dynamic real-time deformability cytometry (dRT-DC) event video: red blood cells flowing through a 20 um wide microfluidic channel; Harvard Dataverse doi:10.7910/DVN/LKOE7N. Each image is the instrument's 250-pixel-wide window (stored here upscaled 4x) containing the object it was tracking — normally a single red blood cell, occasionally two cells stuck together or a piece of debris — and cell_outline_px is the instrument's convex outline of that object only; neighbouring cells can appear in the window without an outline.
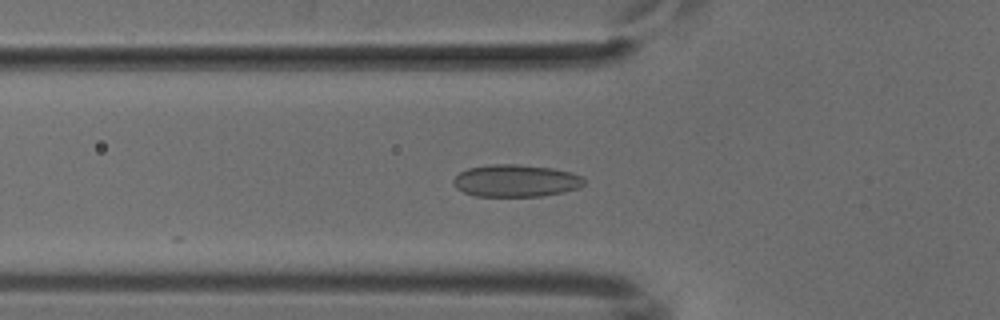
{"species": "common noctule bat (a hibernating species)", "species_latin": "Nyctalus noctula", "temperature_condition": "cold", "stored_images_in_passage": 50, "camera_frame_rate_fps": 3000, "um_per_image_px": 0.085, "animal": {"sex": "male", "body_mass_g": 18.8}, "frame": {"image": 1, "passage_image": 16, "time_ms": 5.0, "image_size_px": [1000, 320], "cell_outline_px": [[588, 180], [580, 188], [564, 192], [540, 196], [476, 196], [464, 192], [456, 188], [452, 180], [460, 172], [468, 168], [492, 164], [516, 164], [552, 168], [572, 172]], "centroid_in_image_um": [43.88, 15.36], "position_along_channel_um": 81.9, "area_um2": 24.68}}
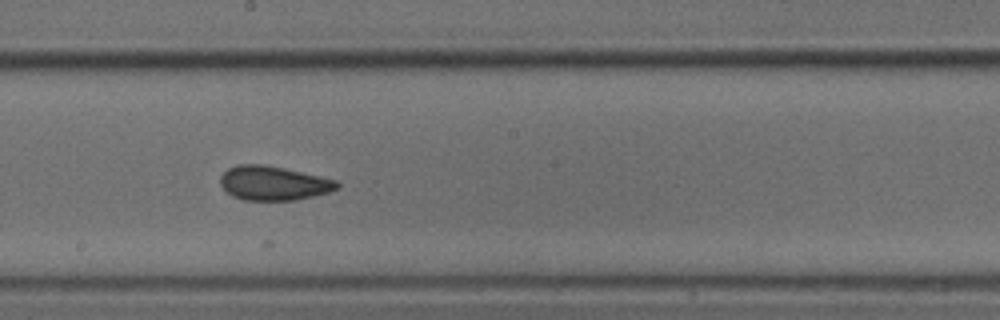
{"frame": {"image": 2, "passage_image": 27, "time_ms": 8.667, "image_size_px": [1000, 320], "cell_outline_px": [[340, 188], [328, 192], [312, 196], [292, 200], [244, 200], [232, 196], [220, 184], [220, 176], [228, 168], [236, 164], [264, 164], [284, 168], [336, 180], [340, 184]], "centroid_in_image_um": [23.22, 15.56], "position_along_channel_um": 225.0, "area_um2": 23.18}}
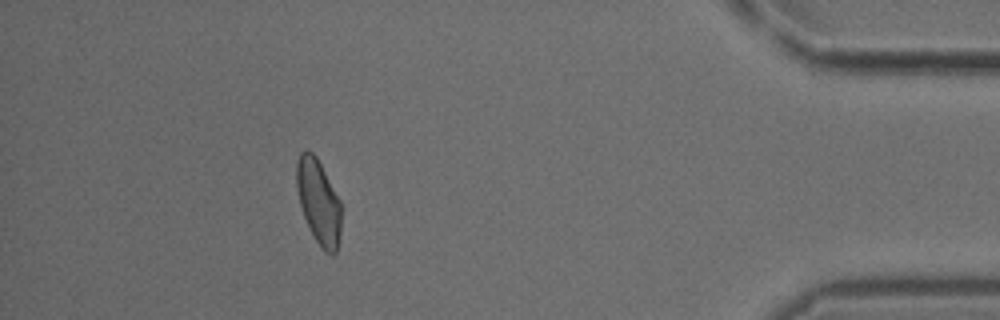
{"frame": {"image": 3, "passage_image": 45, "time_ms": 14.667, "image_size_px": [1000, 320], "cell_outline_px": [[340, 232], [336, 252], [332, 256], [324, 252], [316, 240], [304, 216], [300, 204], [296, 188], [296, 164], [300, 152], [304, 148], [312, 152], [316, 156], [340, 200]], "centroid_in_image_um": [27.06, 17.12], "position_along_channel_um": 408.1, "area_um2": 21.85}}